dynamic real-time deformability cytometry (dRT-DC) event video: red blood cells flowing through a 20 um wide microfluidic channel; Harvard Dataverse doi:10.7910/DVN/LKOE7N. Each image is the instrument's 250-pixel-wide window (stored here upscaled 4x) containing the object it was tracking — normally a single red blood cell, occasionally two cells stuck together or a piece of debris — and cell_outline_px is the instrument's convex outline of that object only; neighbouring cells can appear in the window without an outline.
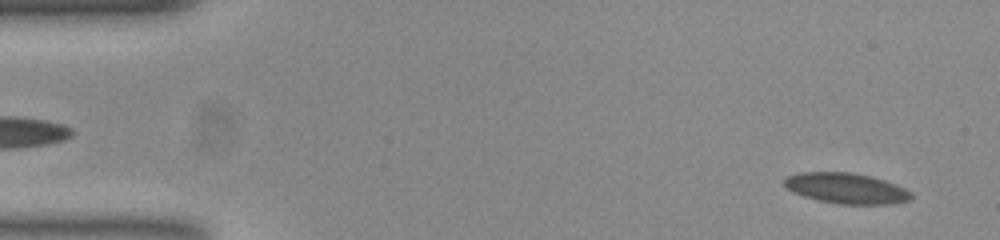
{"species": "common noctule bat (a hibernating species)", "species_latin": "Nyctalus noctula", "temperature_condition": "room temperature", "stored_images_in_passage": 55, "camera_frame_rate_fps": 3000, "um_per_image_px": 0.085, "animal": {"sex": "female", "body_mass_g": 23.0, "forearm_length_mm": 53.4}, "frame": {"image": 1, "passage_image": 3, "time_ms": 0.667, "image_size_px": [1000, 240], "cell_outline_px": [[912, 196], [908, 200], [892, 204], [844, 204], [820, 200], [804, 196], [788, 188], [784, 184], [784, 180], [788, 176], [804, 172], [848, 172], [868, 176], [884, 180], [908, 192]], "centroid_in_image_um": [71.9, 16.0], "position_along_channel_um": 13.1, "area_um2": 21.79}}
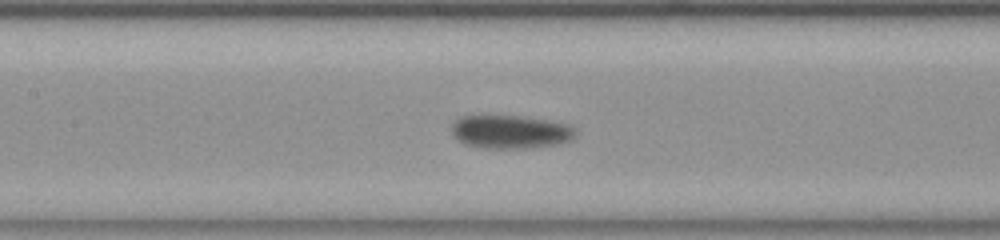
{"frame": {"image": 2, "passage_image": 25, "time_ms": 8.0, "image_size_px": [1000, 240], "cell_outline_px": [[572, 136], [568, 140], [552, 144], [528, 148], [488, 148], [468, 144], [460, 140], [456, 136], [452, 128], [456, 120], [460, 116], [480, 112], [520, 116], [568, 124], [572, 128]], "centroid_in_image_um": [43.27, 11.14], "position_along_channel_um": 164.1, "area_um2": 23.93}}
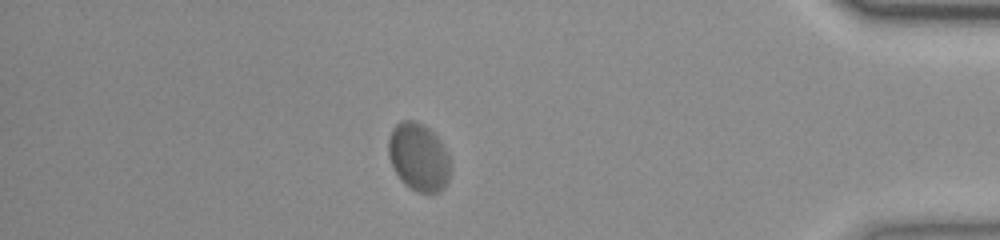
{"frame": {"image": 3, "passage_image": 48, "time_ms": 15.667, "image_size_px": [1000, 240], "cell_outline_px": [[448, 180], [444, 188], [436, 192], [416, 192], [404, 184], [400, 180], [388, 156], [388, 140], [392, 128], [400, 120], [416, 120], [428, 128], [436, 136], [444, 148], [448, 156]], "centroid_in_image_um": [35.53, 13.34], "position_along_channel_um": 399.7, "area_um2": 24.28}, "authors_computed_cell_mechanics": {"area_um2": 23.0044, "velocity_mm_per_s": 3.6318, "shape_relaxation_time_tau1_ms": 2.2065, "shape_relaxation_time_tau2_ms": null, "deformation_change_tau1": 0.0654, "deformation_change_tau2": null}}